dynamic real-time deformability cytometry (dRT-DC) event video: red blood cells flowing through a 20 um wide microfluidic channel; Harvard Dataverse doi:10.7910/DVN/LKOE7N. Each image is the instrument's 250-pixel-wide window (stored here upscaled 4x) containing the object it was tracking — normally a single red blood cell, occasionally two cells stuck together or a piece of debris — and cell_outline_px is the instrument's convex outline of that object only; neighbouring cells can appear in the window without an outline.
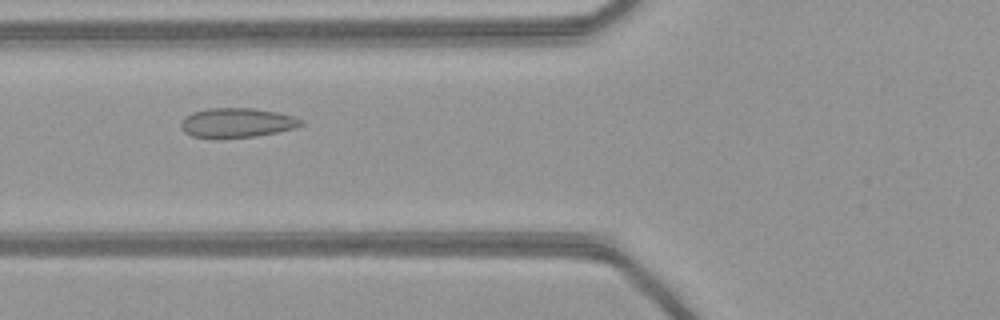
{"species": "common noctule bat (a hibernating species)", "species_latin": "Nyctalus noctula", "temperature_condition": "warm", "stored_images_in_passage": 30, "camera_frame_rate_fps": 3000, "um_per_image_px": 0.085, "animal": {"sex": "female", "body_mass_g": 21.9}, "frame": {"image": 1, "passage_image": 4, "time_ms": 1.0, "image_size_px": [1000, 320], "cell_outline_px": [[304, 124], [296, 128], [256, 136], [192, 136], [184, 132], [180, 128], [180, 124], [184, 116], [192, 112], [208, 108], [252, 108], [276, 112], [292, 116], [300, 120]], "centroid_in_image_um": [20.11, 10.4], "position_along_channel_um": 105.7, "area_um2": 20.11}}
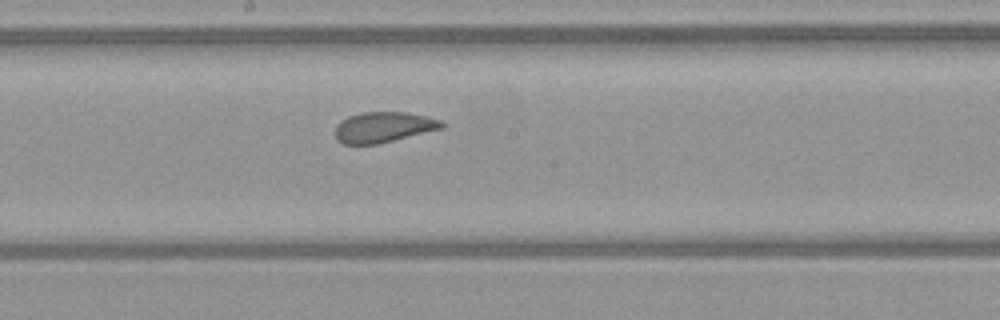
{"frame": {"image": 2, "passage_image": 12, "time_ms": 3.667, "image_size_px": [1000, 320], "cell_outline_px": [[444, 128], [376, 144], [344, 144], [336, 140], [336, 124], [340, 120], [348, 116], [364, 112], [408, 112], [440, 120], [444, 124]], "centroid_in_image_um": [32.57, 10.8], "position_along_channel_um": 215.6, "area_um2": 18.84}}
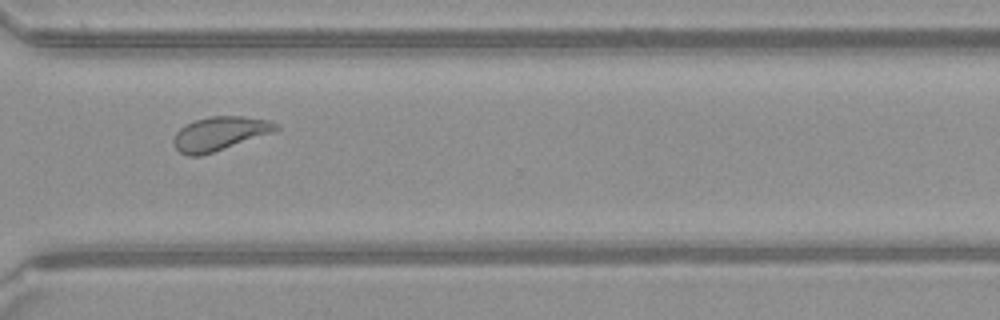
{"frame": {"image": 3, "passage_image": 22, "time_ms": 7.0, "image_size_px": [1000, 320], "cell_outline_px": [[280, 128], [276, 132], [200, 156], [188, 156], [180, 152], [176, 148], [172, 140], [176, 132], [184, 124], [196, 120], [212, 116], [244, 116], [268, 120], [276, 124]], "centroid_in_image_um": [18.68, 11.35], "position_along_channel_um": 351.9, "area_um2": 20.23}, "authors_computed_cell_mechanics": {"area_um2": 19.6231, "velocity_mm_per_s": 4.0945, "shape_relaxation_time_tau1_ms": 4.2162, "shape_relaxation_time_tau2_ms": 1.2034, "deformation_change_tau1": 0.1, "deformation_change_tau2": 0.0474}}